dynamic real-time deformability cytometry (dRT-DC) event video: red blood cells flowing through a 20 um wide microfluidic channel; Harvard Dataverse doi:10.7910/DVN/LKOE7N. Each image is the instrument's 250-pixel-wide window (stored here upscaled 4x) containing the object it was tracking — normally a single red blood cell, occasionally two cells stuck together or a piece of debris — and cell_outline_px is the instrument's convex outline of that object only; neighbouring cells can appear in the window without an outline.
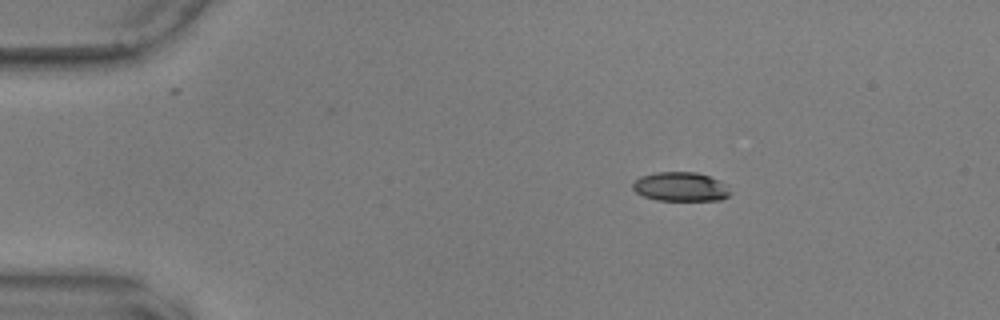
{"species": "common noctule bat (a hibernating species)", "species_latin": "Nyctalus noctula", "temperature_condition": "warm", "stored_images_in_passage": 35, "camera_frame_rate_fps": 3000, "um_per_image_px": 0.085, "animal": {"sex": "male", "body_mass_g": 17.9, "forearm_length_mm": 54.2}, "frame": {"image": 1, "passage_image": 1, "time_ms": 0.0, "image_size_px": [1000, 320], "cell_outline_px": [[724, 196], [700, 200], [672, 200], [652, 196], [652, 176], [704, 176]], "centroid_in_image_um": [58.12, 15.99], "position_along_channel_um": 26.9, "area_um2": 10.4}}
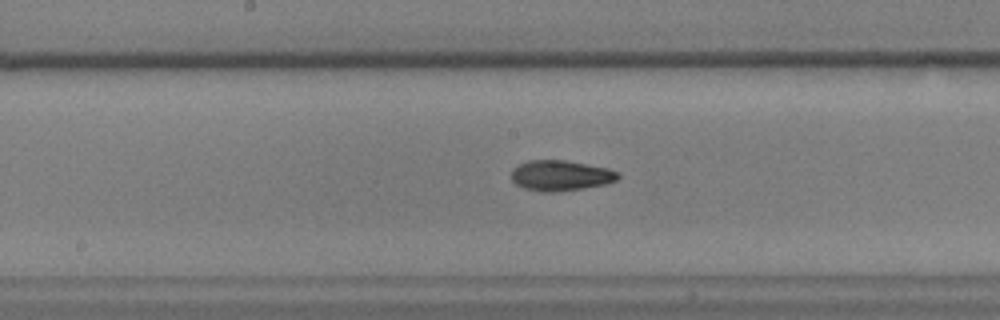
{"frame": {"image": 2, "passage_image": 21, "time_ms": 6.667, "image_size_px": [1000, 320], "cell_outline_px": [[616, 176], [608, 180], [588, 184], [556, 188], [544, 188], [532, 184], [544, 164], [572, 164], [612, 172]], "centroid_in_image_um": [48.41, 14.95], "position_along_channel_um": 199.8, "area_um2": 10.17}}
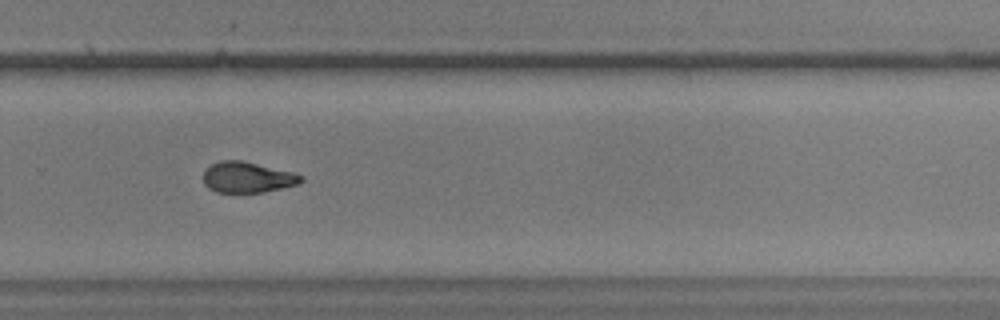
{"frame": {"image": 3, "passage_image": 30, "time_ms": 9.667, "image_size_px": [1000, 320], "cell_outline_px": [[300, 180], [288, 184], [252, 192], [228, 192], [216, 188], [212, 184], [208, 172], [212, 168], [220, 164], [248, 164], [300, 176]], "centroid_in_image_um": [21.09, 15.13], "position_along_channel_um": 308.7, "area_um2": 13.41}}